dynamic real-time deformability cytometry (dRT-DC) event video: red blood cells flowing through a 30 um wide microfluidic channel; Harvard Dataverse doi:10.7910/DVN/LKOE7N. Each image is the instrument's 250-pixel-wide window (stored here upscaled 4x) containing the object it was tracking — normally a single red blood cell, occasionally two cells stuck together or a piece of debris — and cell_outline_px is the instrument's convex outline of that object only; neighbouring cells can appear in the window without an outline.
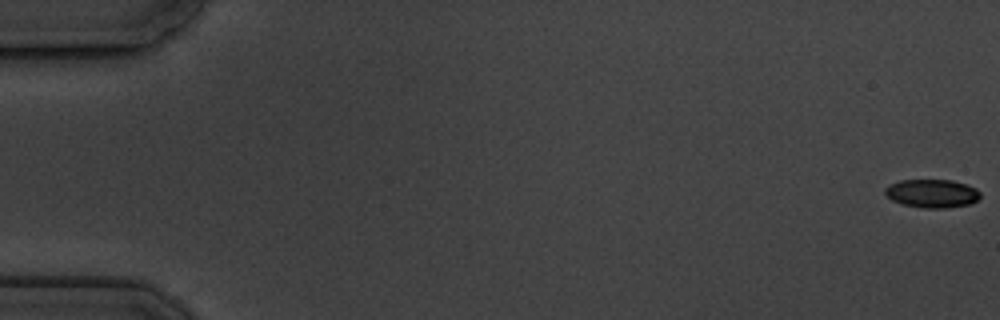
{"species": "common noctule bat (a hibernating species)", "species_latin": "Nyctalus noctula", "temperature_condition": "cold", "stored_images_in_passage": 7, "camera_frame_rate_fps": 3000, "um_per_image_px": 0.085, "animal": {"sex": "male", "body_mass_g": 19.5, "forearm_length_mm": 54.6}, "frame": {"image": 1, "passage_image": 1, "time_ms": 0.0, "image_size_px": [1000, 320], "cell_outline_px": [[980, 196], [976, 200], [968, 204], [948, 208], [924, 208], [904, 204], [892, 200], [884, 192], [884, 188], [900, 180], [952, 180], [968, 184], [976, 188], [980, 192]], "centroid_in_image_um": [79.24, 16.43], "position_along_channel_um": 5.8, "area_um2": 15.66}}